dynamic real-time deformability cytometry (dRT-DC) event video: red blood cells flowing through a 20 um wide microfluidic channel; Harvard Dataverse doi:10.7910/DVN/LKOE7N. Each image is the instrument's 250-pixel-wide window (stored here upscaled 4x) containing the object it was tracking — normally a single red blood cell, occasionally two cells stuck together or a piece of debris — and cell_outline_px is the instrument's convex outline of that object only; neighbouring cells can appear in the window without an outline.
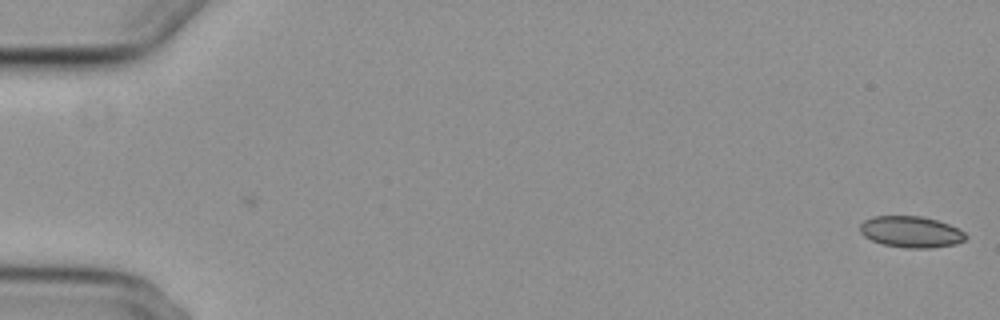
{"species": "common noctule bat (a hibernating species)", "species_latin": "Nyctalus noctula", "temperature_condition": "cold", "stored_images_in_passage": 6, "camera_frame_rate_fps": 3000, "um_per_image_px": 0.085, "animal": {"sex": "female", "body_mass_g": 29.2, "forearm_length_mm": 56.3}, "frame": {"image": 1, "passage_image": 6, "time_ms": 1.667, "image_size_px": [1000, 320], "cell_outline_px": [[968, 236], [964, 240], [956, 244], [932, 248], [904, 248], [884, 244], [872, 240], [864, 236], [860, 232], [860, 224], [864, 220], [872, 216], [920, 216], [936, 220], [948, 224], [964, 232]], "centroid_in_image_um": [77.42, 19.71], "position_along_channel_um": 7.6, "area_um2": 19.25}}